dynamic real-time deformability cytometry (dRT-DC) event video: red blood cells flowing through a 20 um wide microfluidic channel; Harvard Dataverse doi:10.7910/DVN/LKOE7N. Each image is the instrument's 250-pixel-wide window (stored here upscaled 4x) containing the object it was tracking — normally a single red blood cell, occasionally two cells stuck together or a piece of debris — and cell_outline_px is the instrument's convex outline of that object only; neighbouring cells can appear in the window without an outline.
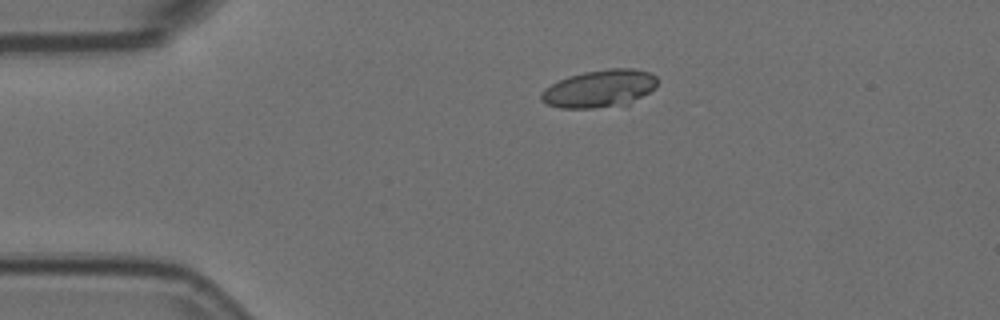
{"species": "Egyptian fruit bat (a non-hibernating species)", "species_latin": "Rousettus aegyptiacus", "temperature_condition": "room temperature", "stored_images_in_passage": 3, "camera_frame_rate_fps": 3000, "um_per_image_px": 0.085, "animal": {"sex": "female"}, "frame": {"image": 1, "passage_image": 1, "time_ms": 0.0, "image_size_px": [1000, 320], "cell_outline_px": [[660, 80], [656, 88], [628, 104], [592, 108], [560, 108], [548, 104], [540, 100], [540, 92], [544, 88], [568, 76], [584, 72], [608, 68], [632, 68], [652, 72]], "centroid_in_image_um": [50.99, 7.52], "position_along_channel_um": 34.0, "area_um2": 25.66}}
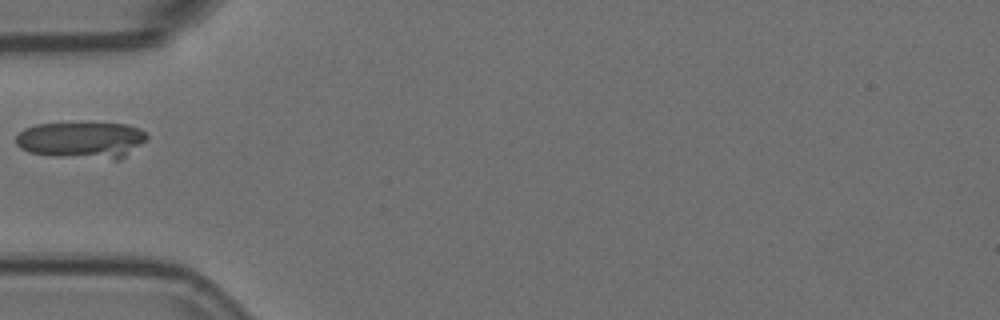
{"frame": {"image": 2, "passage_image": 3, "time_ms": 0.667, "image_size_px": [1000, 320], "cell_outline_px": [[148, 136], [144, 140], [120, 160], [112, 160], [56, 156], [28, 152], [20, 148], [16, 144], [16, 136], [24, 128], [36, 124], [128, 124], [140, 128]], "centroid_in_image_um": [6.91, 11.92], "position_along_channel_um": 78.1, "area_um2": 27.69}}